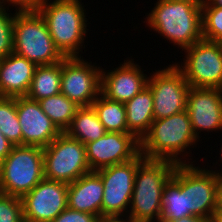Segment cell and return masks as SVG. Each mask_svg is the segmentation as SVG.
<instances>
[{
	"mask_svg": "<svg viewBox=\"0 0 222 222\" xmlns=\"http://www.w3.org/2000/svg\"><path fill=\"white\" fill-rule=\"evenodd\" d=\"M145 22L182 51L202 36V0H157Z\"/></svg>",
	"mask_w": 222,
	"mask_h": 222,
	"instance_id": "6da1fadb",
	"label": "cell"
},
{
	"mask_svg": "<svg viewBox=\"0 0 222 222\" xmlns=\"http://www.w3.org/2000/svg\"><path fill=\"white\" fill-rule=\"evenodd\" d=\"M199 141L193 131L189 114L184 110L172 116L154 120L149 131L140 140V153L146 159L193 164L189 158L187 161L183 159H186L185 156L190 157L186 150L189 148L190 151L192 148L190 146L196 147Z\"/></svg>",
	"mask_w": 222,
	"mask_h": 222,
	"instance_id": "7a4b0ae2",
	"label": "cell"
},
{
	"mask_svg": "<svg viewBox=\"0 0 222 222\" xmlns=\"http://www.w3.org/2000/svg\"><path fill=\"white\" fill-rule=\"evenodd\" d=\"M49 2V3H48ZM81 0H42L35 9L44 19L55 46L65 57H82L87 29ZM84 45V46H83Z\"/></svg>",
	"mask_w": 222,
	"mask_h": 222,
	"instance_id": "3957f363",
	"label": "cell"
},
{
	"mask_svg": "<svg viewBox=\"0 0 222 222\" xmlns=\"http://www.w3.org/2000/svg\"><path fill=\"white\" fill-rule=\"evenodd\" d=\"M176 163L146 159L140 153V166L134 180L129 216L136 222H160L162 193L172 178Z\"/></svg>",
	"mask_w": 222,
	"mask_h": 222,
	"instance_id": "277c9868",
	"label": "cell"
},
{
	"mask_svg": "<svg viewBox=\"0 0 222 222\" xmlns=\"http://www.w3.org/2000/svg\"><path fill=\"white\" fill-rule=\"evenodd\" d=\"M13 53L37 66L56 64L65 58L55 46L44 19L36 9H19L16 12Z\"/></svg>",
	"mask_w": 222,
	"mask_h": 222,
	"instance_id": "5b68a950",
	"label": "cell"
},
{
	"mask_svg": "<svg viewBox=\"0 0 222 222\" xmlns=\"http://www.w3.org/2000/svg\"><path fill=\"white\" fill-rule=\"evenodd\" d=\"M44 178L43 148L13 146L0 163V193L22 198Z\"/></svg>",
	"mask_w": 222,
	"mask_h": 222,
	"instance_id": "8992f818",
	"label": "cell"
},
{
	"mask_svg": "<svg viewBox=\"0 0 222 222\" xmlns=\"http://www.w3.org/2000/svg\"><path fill=\"white\" fill-rule=\"evenodd\" d=\"M44 178L70 184L90 173L83 143L62 132L43 148Z\"/></svg>",
	"mask_w": 222,
	"mask_h": 222,
	"instance_id": "52a82bcc",
	"label": "cell"
},
{
	"mask_svg": "<svg viewBox=\"0 0 222 222\" xmlns=\"http://www.w3.org/2000/svg\"><path fill=\"white\" fill-rule=\"evenodd\" d=\"M182 71L189 86L222 89V45L220 42L202 39L183 50Z\"/></svg>",
	"mask_w": 222,
	"mask_h": 222,
	"instance_id": "ba28073f",
	"label": "cell"
},
{
	"mask_svg": "<svg viewBox=\"0 0 222 222\" xmlns=\"http://www.w3.org/2000/svg\"><path fill=\"white\" fill-rule=\"evenodd\" d=\"M220 178L208 168L181 164V191L185 194L186 210L211 222L218 204Z\"/></svg>",
	"mask_w": 222,
	"mask_h": 222,
	"instance_id": "9c48e42d",
	"label": "cell"
},
{
	"mask_svg": "<svg viewBox=\"0 0 222 222\" xmlns=\"http://www.w3.org/2000/svg\"><path fill=\"white\" fill-rule=\"evenodd\" d=\"M148 78L147 87L153 95L154 120L186 110L189 84L177 65L170 64Z\"/></svg>",
	"mask_w": 222,
	"mask_h": 222,
	"instance_id": "30bf717a",
	"label": "cell"
},
{
	"mask_svg": "<svg viewBox=\"0 0 222 222\" xmlns=\"http://www.w3.org/2000/svg\"><path fill=\"white\" fill-rule=\"evenodd\" d=\"M140 153L132 160L95 171L102 180V216L128 214Z\"/></svg>",
	"mask_w": 222,
	"mask_h": 222,
	"instance_id": "8fae6325",
	"label": "cell"
},
{
	"mask_svg": "<svg viewBox=\"0 0 222 222\" xmlns=\"http://www.w3.org/2000/svg\"><path fill=\"white\" fill-rule=\"evenodd\" d=\"M95 64V65H94ZM101 71L81 57L62 60L61 93L79 107L91 106L101 94Z\"/></svg>",
	"mask_w": 222,
	"mask_h": 222,
	"instance_id": "7c38bea8",
	"label": "cell"
},
{
	"mask_svg": "<svg viewBox=\"0 0 222 222\" xmlns=\"http://www.w3.org/2000/svg\"><path fill=\"white\" fill-rule=\"evenodd\" d=\"M68 184L43 178L21 200L27 222H51L68 207Z\"/></svg>",
	"mask_w": 222,
	"mask_h": 222,
	"instance_id": "4fadbf2b",
	"label": "cell"
},
{
	"mask_svg": "<svg viewBox=\"0 0 222 222\" xmlns=\"http://www.w3.org/2000/svg\"><path fill=\"white\" fill-rule=\"evenodd\" d=\"M85 147L91 171L130 161L140 153V141L132 133L107 132Z\"/></svg>",
	"mask_w": 222,
	"mask_h": 222,
	"instance_id": "5bb4252c",
	"label": "cell"
},
{
	"mask_svg": "<svg viewBox=\"0 0 222 222\" xmlns=\"http://www.w3.org/2000/svg\"><path fill=\"white\" fill-rule=\"evenodd\" d=\"M186 111L196 137L201 131L222 129V89L191 87L188 91ZM199 131V132H198Z\"/></svg>",
	"mask_w": 222,
	"mask_h": 222,
	"instance_id": "9a60e30c",
	"label": "cell"
},
{
	"mask_svg": "<svg viewBox=\"0 0 222 222\" xmlns=\"http://www.w3.org/2000/svg\"><path fill=\"white\" fill-rule=\"evenodd\" d=\"M16 110L23 135V145L45 148L62 133L42 111L38 101L26 96L16 97Z\"/></svg>",
	"mask_w": 222,
	"mask_h": 222,
	"instance_id": "2e32d148",
	"label": "cell"
},
{
	"mask_svg": "<svg viewBox=\"0 0 222 222\" xmlns=\"http://www.w3.org/2000/svg\"><path fill=\"white\" fill-rule=\"evenodd\" d=\"M126 61V62H125ZM134 59H126L113 70L101 71V94L107 99L126 103L141 92L148 83L146 74ZM107 72V73H106Z\"/></svg>",
	"mask_w": 222,
	"mask_h": 222,
	"instance_id": "e0dca14e",
	"label": "cell"
},
{
	"mask_svg": "<svg viewBox=\"0 0 222 222\" xmlns=\"http://www.w3.org/2000/svg\"><path fill=\"white\" fill-rule=\"evenodd\" d=\"M37 65L15 53L0 59V97L26 96Z\"/></svg>",
	"mask_w": 222,
	"mask_h": 222,
	"instance_id": "ac0fdd59",
	"label": "cell"
},
{
	"mask_svg": "<svg viewBox=\"0 0 222 222\" xmlns=\"http://www.w3.org/2000/svg\"><path fill=\"white\" fill-rule=\"evenodd\" d=\"M103 184L101 177L91 171L68 184V208L102 216Z\"/></svg>",
	"mask_w": 222,
	"mask_h": 222,
	"instance_id": "d6986e66",
	"label": "cell"
},
{
	"mask_svg": "<svg viewBox=\"0 0 222 222\" xmlns=\"http://www.w3.org/2000/svg\"><path fill=\"white\" fill-rule=\"evenodd\" d=\"M128 133H132L139 141L149 131L153 116V95L146 86L131 100L124 103Z\"/></svg>",
	"mask_w": 222,
	"mask_h": 222,
	"instance_id": "ffe728a7",
	"label": "cell"
},
{
	"mask_svg": "<svg viewBox=\"0 0 222 222\" xmlns=\"http://www.w3.org/2000/svg\"><path fill=\"white\" fill-rule=\"evenodd\" d=\"M65 133L84 145L98 140L107 131L92 106L79 107Z\"/></svg>",
	"mask_w": 222,
	"mask_h": 222,
	"instance_id": "44dd1931",
	"label": "cell"
},
{
	"mask_svg": "<svg viewBox=\"0 0 222 222\" xmlns=\"http://www.w3.org/2000/svg\"><path fill=\"white\" fill-rule=\"evenodd\" d=\"M62 61L52 65L37 66L27 98L39 101L61 93Z\"/></svg>",
	"mask_w": 222,
	"mask_h": 222,
	"instance_id": "7402d4cb",
	"label": "cell"
},
{
	"mask_svg": "<svg viewBox=\"0 0 222 222\" xmlns=\"http://www.w3.org/2000/svg\"><path fill=\"white\" fill-rule=\"evenodd\" d=\"M186 216L192 214L186 210L185 194L181 191V164H177L162 193L161 220H175Z\"/></svg>",
	"mask_w": 222,
	"mask_h": 222,
	"instance_id": "603a6c76",
	"label": "cell"
},
{
	"mask_svg": "<svg viewBox=\"0 0 222 222\" xmlns=\"http://www.w3.org/2000/svg\"><path fill=\"white\" fill-rule=\"evenodd\" d=\"M91 106L107 132L128 133L124 103L109 100L100 94Z\"/></svg>",
	"mask_w": 222,
	"mask_h": 222,
	"instance_id": "cb8c5ba5",
	"label": "cell"
},
{
	"mask_svg": "<svg viewBox=\"0 0 222 222\" xmlns=\"http://www.w3.org/2000/svg\"><path fill=\"white\" fill-rule=\"evenodd\" d=\"M42 111L52 120L61 132L71 124L79 106L62 93L38 101Z\"/></svg>",
	"mask_w": 222,
	"mask_h": 222,
	"instance_id": "d4e9b609",
	"label": "cell"
},
{
	"mask_svg": "<svg viewBox=\"0 0 222 222\" xmlns=\"http://www.w3.org/2000/svg\"><path fill=\"white\" fill-rule=\"evenodd\" d=\"M0 131L14 146L23 145L16 97H0Z\"/></svg>",
	"mask_w": 222,
	"mask_h": 222,
	"instance_id": "484cf974",
	"label": "cell"
},
{
	"mask_svg": "<svg viewBox=\"0 0 222 222\" xmlns=\"http://www.w3.org/2000/svg\"><path fill=\"white\" fill-rule=\"evenodd\" d=\"M202 36L205 40L222 42V7L202 5Z\"/></svg>",
	"mask_w": 222,
	"mask_h": 222,
	"instance_id": "4316f807",
	"label": "cell"
},
{
	"mask_svg": "<svg viewBox=\"0 0 222 222\" xmlns=\"http://www.w3.org/2000/svg\"><path fill=\"white\" fill-rule=\"evenodd\" d=\"M18 10L16 8L15 13H9V6L0 5V59L13 53V23Z\"/></svg>",
	"mask_w": 222,
	"mask_h": 222,
	"instance_id": "83f0119b",
	"label": "cell"
},
{
	"mask_svg": "<svg viewBox=\"0 0 222 222\" xmlns=\"http://www.w3.org/2000/svg\"><path fill=\"white\" fill-rule=\"evenodd\" d=\"M23 221V204L21 198L0 193V222Z\"/></svg>",
	"mask_w": 222,
	"mask_h": 222,
	"instance_id": "f1b7e54d",
	"label": "cell"
},
{
	"mask_svg": "<svg viewBox=\"0 0 222 222\" xmlns=\"http://www.w3.org/2000/svg\"><path fill=\"white\" fill-rule=\"evenodd\" d=\"M98 217L86 212L76 211L70 208L63 210L51 222H97Z\"/></svg>",
	"mask_w": 222,
	"mask_h": 222,
	"instance_id": "f546056e",
	"label": "cell"
},
{
	"mask_svg": "<svg viewBox=\"0 0 222 222\" xmlns=\"http://www.w3.org/2000/svg\"><path fill=\"white\" fill-rule=\"evenodd\" d=\"M42 0H0V5L10 6L18 9H35ZM8 4V5H7Z\"/></svg>",
	"mask_w": 222,
	"mask_h": 222,
	"instance_id": "4dcf8cb0",
	"label": "cell"
},
{
	"mask_svg": "<svg viewBox=\"0 0 222 222\" xmlns=\"http://www.w3.org/2000/svg\"><path fill=\"white\" fill-rule=\"evenodd\" d=\"M14 145L0 131V163L7 157Z\"/></svg>",
	"mask_w": 222,
	"mask_h": 222,
	"instance_id": "1f68e13d",
	"label": "cell"
},
{
	"mask_svg": "<svg viewBox=\"0 0 222 222\" xmlns=\"http://www.w3.org/2000/svg\"><path fill=\"white\" fill-rule=\"evenodd\" d=\"M124 217V219L122 218ZM126 218V219H125ZM97 222H136L128 214L101 216Z\"/></svg>",
	"mask_w": 222,
	"mask_h": 222,
	"instance_id": "d6a6232c",
	"label": "cell"
},
{
	"mask_svg": "<svg viewBox=\"0 0 222 222\" xmlns=\"http://www.w3.org/2000/svg\"><path fill=\"white\" fill-rule=\"evenodd\" d=\"M160 222H209V221L202 217L192 215L175 220H160Z\"/></svg>",
	"mask_w": 222,
	"mask_h": 222,
	"instance_id": "836d02e7",
	"label": "cell"
},
{
	"mask_svg": "<svg viewBox=\"0 0 222 222\" xmlns=\"http://www.w3.org/2000/svg\"><path fill=\"white\" fill-rule=\"evenodd\" d=\"M211 222H222V207H216Z\"/></svg>",
	"mask_w": 222,
	"mask_h": 222,
	"instance_id": "e575fe53",
	"label": "cell"
},
{
	"mask_svg": "<svg viewBox=\"0 0 222 222\" xmlns=\"http://www.w3.org/2000/svg\"><path fill=\"white\" fill-rule=\"evenodd\" d=\"M202 5H213L222 7V0H202Z\"/></svg>",
	"mask_w": 222,
	"mask_h": 222,
	"instance_id": "d590c367",
	"label": "cell"
},
{
	"mask_svg": "<svg viewBox=\"0 0 222 222\" xmlns=\"http://www.w3.org/2000/svg\"><path fill=\"white\" fill-rule=\"evenodd\" d=\"M217 207H222V177L220 178L219 188H218V204Z\"/></svg>",
	"mask_w": 222,
	"mask_h": 222,
	"instance_id": "8d00e7d4",
	"label": "cell"
},
{
	"mask_svg": "<svg viewBox=\"0 0 222 222\" xmlns=\"http://www.w3.org/2000/svg\"><path fill=\"white\" fill-rule=\"evenodd\" d=\"M221 154V156L220 157H222V146H221V152H220ZM221 160H222V158H220ZM222 162V161H221ZM212 171H215L216 173H218L221 177H222V170L220 171V170H213L212 169Z\"/></svg>",
	"mask_w": 222,
	"mask_h": 222,
	"instance_id": "74e56055",
	"label": "cell"
}]
</instances>
